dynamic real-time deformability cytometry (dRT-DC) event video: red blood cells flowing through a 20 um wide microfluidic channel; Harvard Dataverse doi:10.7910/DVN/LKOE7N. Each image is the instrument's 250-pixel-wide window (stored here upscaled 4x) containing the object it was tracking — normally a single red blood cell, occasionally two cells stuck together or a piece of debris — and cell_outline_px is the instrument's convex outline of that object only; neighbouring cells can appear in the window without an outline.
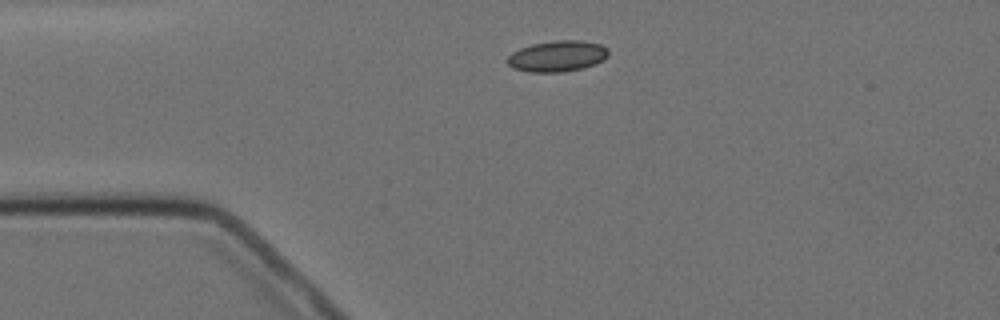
{"species": "Egyptian fruit bat (a non-hibernating species)", "species_latin": "Rousettus aegyptiacus", "temperature_condition": "cold", "stored_images_in_passage": 2, "camera_frame_rate_fps": 3000, "um_per_image_px": 0.085, "animal": {"sex": "female"}, "frame": {"image": 1, "passage_image": 1, "time_ms": 0.0, "image_size_px": [1000, 320], "cell_outline_px": [[608, 56], [604, 60], [580, 68], [560, 72], [528, 72], [512, 68], [504, 60], [512, 52], [520, 48], [532, 44], [556, 40], [580, 40], [600, 44], [608, 48]], "centroid_in_image_um": [47.33, 4.77], "position_along_channel_um": 37.7, "area_um2": 18.26}}